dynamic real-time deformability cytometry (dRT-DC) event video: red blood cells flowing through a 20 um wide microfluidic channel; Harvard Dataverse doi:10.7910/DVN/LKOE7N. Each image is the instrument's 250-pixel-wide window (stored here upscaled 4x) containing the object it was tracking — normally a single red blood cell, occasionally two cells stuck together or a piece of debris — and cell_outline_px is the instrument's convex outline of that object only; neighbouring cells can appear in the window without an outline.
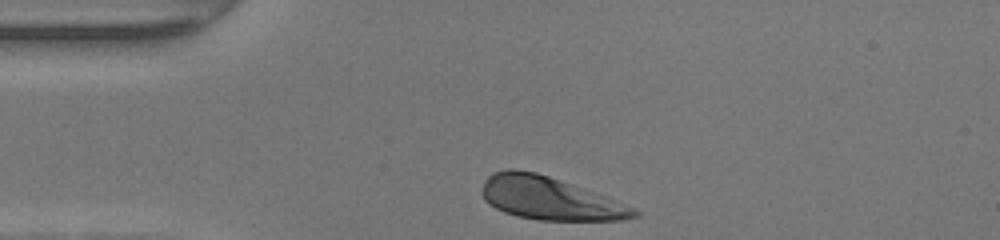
{"species": "human", "species_latin": "Homo sapiens", "temperature_condition": "warm", "stored_images_in_passage": 28, "camera_frame_rate_fps": 3000, "um_per_image_px": 0.085, "donor": {"sex": "female"}, "frame": {"image": 1, "passage_image": 1, "time_ms": 0.0, "image_size_px": [1000, 240], "cell_outline_px": [[640, 216], [624, 220], [540, 220], [520, 216], [504, 212], [488, 204], [484, 200], [480, 192], [484, 180], [492, 172], [508, 168], [512, 168], [536, 172], [548, 176], [604, 196], [632, 208], [640, 212]], "centroid_in_image_um": [46.64, 16.85], "position_along_channel_um": 38.4, "area_um2": 37.63}}
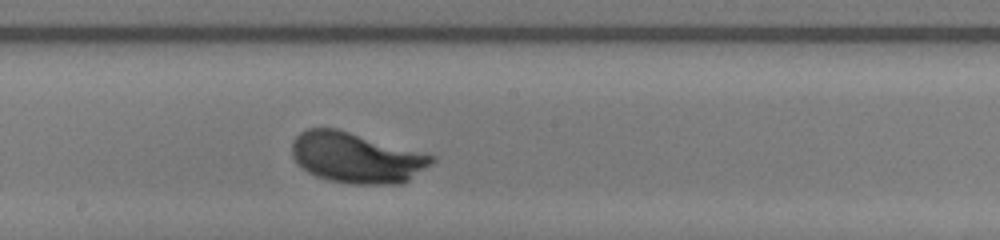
{"frame": {"image": 2, "passage_image": 16, "time_ms": 5.0, "image_size_px": [1000, 240], "cell_outline_px": [[436, 160], [432, 164], [408, 180], [400, 184], [352, 184], [328, 180], [316, 176], [308, 172], [292, 156], [292, 140], [300, 132], [308, 128], [336, 128], [428, 152], [436, 156]], "centroid_in_image_um": [30.35, 13.39], "position_along_channel_um": 217.8, "area_um2": 41.62}}
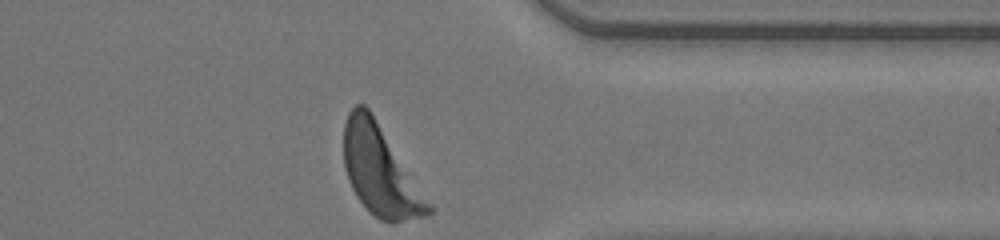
{"frame": {"image": 3, "passage_image": 28, "time_ms": 9.0, "image_size_px": [1000, 240], "cell_outline_px": [[432, 212], [424, 216], [392, 224], [388, 224], [380, 220], [368, 212], [356, 196], [348, 180], [344, 168], [344, 124], [348, 112], [356, 104], [364, 104], [368, 108], [432, 208]], "centroid_in_image_um": [32.25, 14.56], "position_along_channel_um": 379.2, "area_um2": 43.06}, "authors_computed_cell_mechanics": {"area_um2": 40.8646, "velocity_mm_per_s": 4.2586, "shape_relaxation_time_tau1_ms": 1.5763, "shape_relaxation_time_tau2_ms": null, "deformation_change_tau1": 0.1558, "deformation_change_tau2": null}}